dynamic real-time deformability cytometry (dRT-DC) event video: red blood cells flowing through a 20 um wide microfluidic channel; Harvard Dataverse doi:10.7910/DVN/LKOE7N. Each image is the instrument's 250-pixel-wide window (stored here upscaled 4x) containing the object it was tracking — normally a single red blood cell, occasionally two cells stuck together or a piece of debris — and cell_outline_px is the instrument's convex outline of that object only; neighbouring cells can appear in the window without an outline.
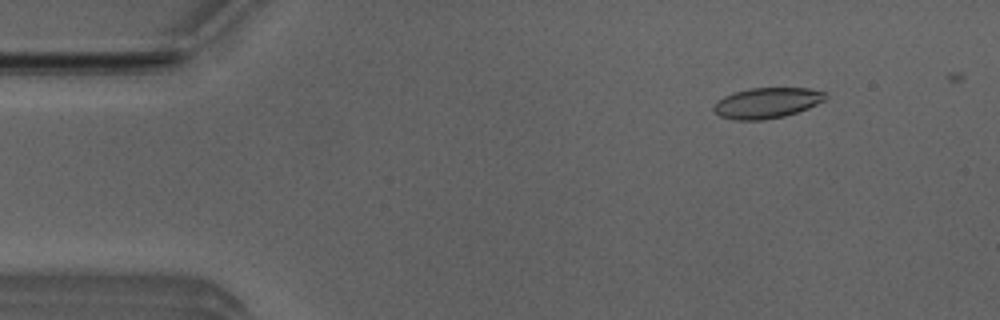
{"species": "Egyptian fruit bat (a non-hibernating species)", "species_latin": "Rousettus aegyptiacus", "temperature_condition": "room temperature", "stored_images_in_passage": 7, "camera_frame_rate_fps": 3000, "um_per_image_px": 0.085, "animal": {"sex": "male"}, "frame": {"image": 1, "passage_image": 2, "time_ms": 0.333, "image_size_px": [1000, 320], "cell_outline_px": [[828, 96], [824, 100], [808, 108], [784, 116], [764, 120], [732, 120], [720, 116], [712, 108], [724, 96], [732, 92], [748, 88], [808, 88], [824, 92]], "centroid_in_image_um": [65.17, 8.75], "position_along_channel_um": 19.8, "area_um2": 19.83}}
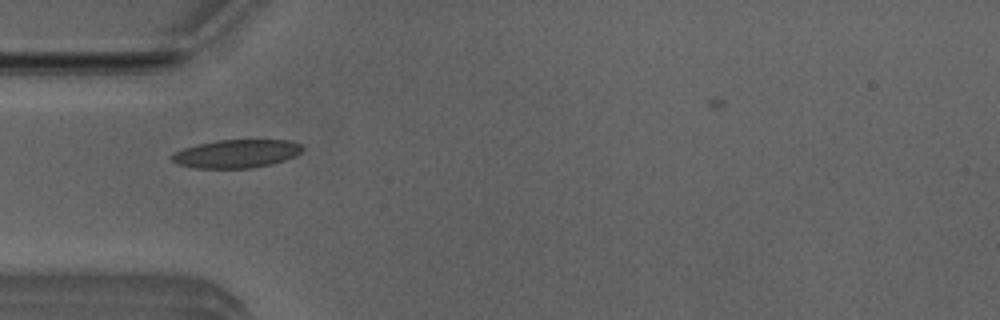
{"frame": {"image": 2, "passage_image": 5, "time_ms": 1.333, "image_size_px": [1000, 320], "cell_outline_px": [[304, 148], [296, 156], [272, 164], [252, 168], [196, 168], [176, 164], [168, 156], [172, 152], [196, 144], [216, 140], [292, 140], [300, 144]], "centroid_in_image_um": [20.06, 13.06], "position_along_channel_um": 64.9, "area_um2": 21.79}}